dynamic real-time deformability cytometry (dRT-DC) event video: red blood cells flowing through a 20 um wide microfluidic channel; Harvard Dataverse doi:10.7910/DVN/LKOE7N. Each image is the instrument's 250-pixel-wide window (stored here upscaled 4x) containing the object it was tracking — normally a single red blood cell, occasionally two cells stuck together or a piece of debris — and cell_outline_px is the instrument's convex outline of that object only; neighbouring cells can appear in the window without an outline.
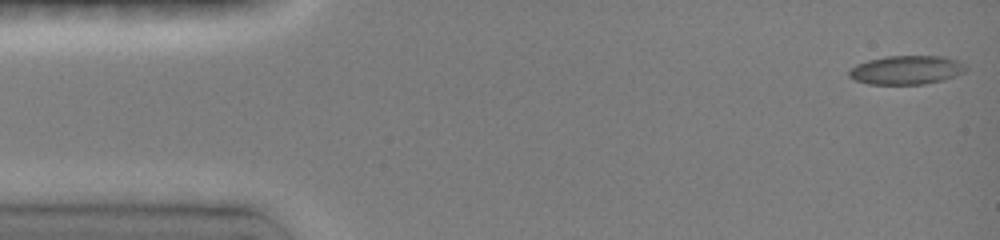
{"species": "common noctule bat (a hibernating species)", "species_latin": "Nyctalus noctula", "temperature_condition": "room temperature", "stored_images_in_passage": 68, "camera_frame_rate_fps": 3000, "um_per_image_px": 0.085, "animal": {"sex": "female", "body_mass_g": 19.0, "forearm_length_mm": 51.5}, "frame": {"image": 1, "passage_image": 1, "time_ms": 0.0, "image_size_px": [1000, 240], "cell_outline_px": [[968, 68], [964, 72], [956, 76], [944, 80], [924, 84], [868, 84], [856, 80], [848, 76], [848, 72], [856, 64], [868, 60], [884, 56], [944, 56], [956, 60], [964, 64]], "centroid_in_image_um": [77.06, 5.95], "position_along_channel_um": 7.9, "area_um2": 19.71}}
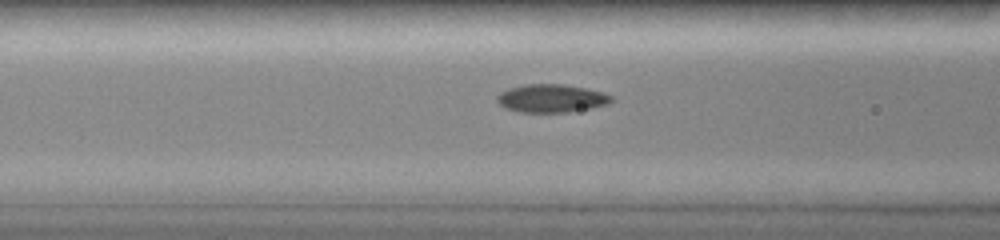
{"frame": {"image": 2, "passage_image": 24, "time_ms": 5.667, "image_size_px": [1000, 240], "cell_outline_px": [[612, 100], [608, 104], [592, 108], [568, 112], [520, 112], [504, 108], [496, 100], [496, 96], [500, 92], [512, 88], [528, 84], [560, 84], [584, 88], [600, 92], [612, 96]], "centroid_in_image_um": [46.84, 8.37], "position_along_channel_um": 119.8, "area_um2": 18.5}}
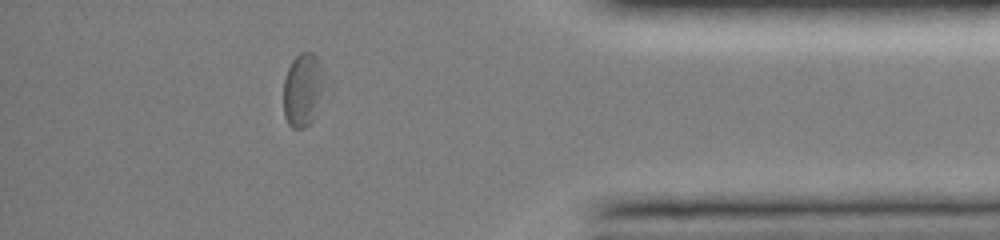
{"frame": {"image": 3, "passage_image": 58, "time_ms": 13.333, "image_size_px": [1000, 240], "cell_outline_px": [[324, 92], [316, 116], [304, 128], [292, 128], [288, 124], [284, 116], [284, 80], [288, 68], [292, 60], [300, 52], [312, 52], [320, 60], [324, 88]], "centroid_in_image_um": [25.75, 7.64], "position_along_channel_um": 409.4, "area_um2": 17.69}, "authors_computed_cell_mechanics": {"area_um2": 18.496, "velocity_mm_per_s": 4.0295, "shape_relaxation_time_tau1_ms": null, "shape_relaxation_time_tau2_ms": 3.9154, "deformation_change_tau1": null, "deformation_change_tau2": 0.0911}}